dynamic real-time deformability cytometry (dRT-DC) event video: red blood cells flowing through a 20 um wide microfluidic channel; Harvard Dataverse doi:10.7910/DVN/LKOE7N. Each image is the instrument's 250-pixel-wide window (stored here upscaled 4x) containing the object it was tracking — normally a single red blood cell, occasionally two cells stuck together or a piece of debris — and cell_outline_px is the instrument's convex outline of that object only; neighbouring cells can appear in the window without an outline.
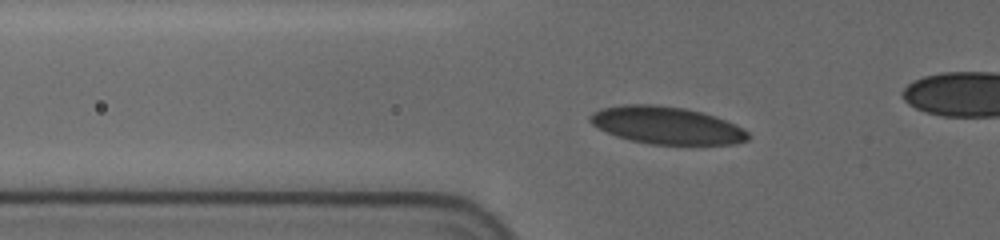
{"species": "human", "species_latin": "Homo sapiens", "temperature_condition": "cold", "stored_images_in_passage": 59, "camera_frame_rate_fps": 3000, "um_per_image_px": 0.085, "donor": {"sex": "female"}, "frame": {"image": 1, "passage_image": 2, "time_ms": 0.333, "image_size_px": [1000, 240], "cell_outline_px": [[748, 140], [732, 144], [648, 144], [616, 136], [596, 128], [588, 120], [588, 116], [592, 112], [600, 108], [624, 104], [652, 104], [684, 108], [716, 116], [736, 124], [748, 132]], "centroid_in_image_um": [56.61, 10.64], "position_along_channel_um": 69.2, "area_um2": 34.51}}
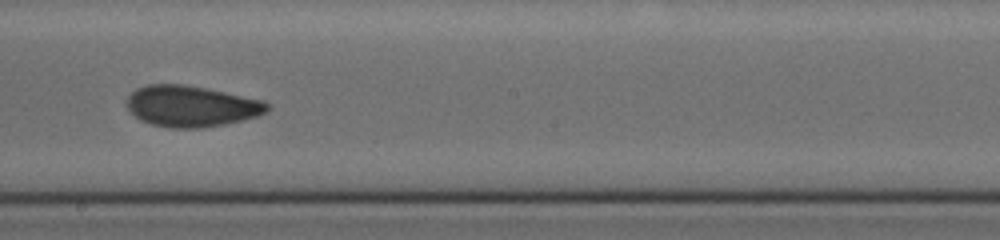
{"frame": {"image": 2, "passage_image": 25, "time_ms": 5.0, "image_size_px": [1000, 240], "cell_outline_px": [[268, 112], [256, 116], [224, 124], [204, 128], [172, 128], [152, 124], [140, 120], [128, 108], [124, 100], [136, 88], [148, 84], [184, 84], [264, 100], [268, 104]], "centroid_in_image_um": [16.23, 9.02], "position_along_channel_um": 232.0, "area_um2": 33.52}}
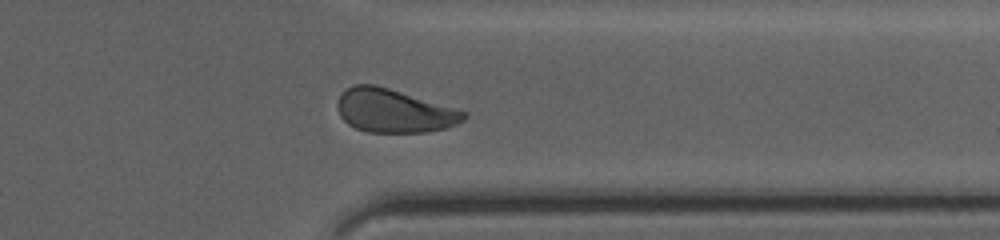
{"frame": {"image": 3, "passage_image": 41, "time_ms": 9.0, "image_size_px": [1000, 240], "cell_outline_px": [[468, 116], [464, 120], [456, 124], [444, 128], [428, 132], [368, 132], [356, 128], [348, 124], [340, 116], [336, 104], [340, 96], [348, 88], [356, 84], [376, 84], [468, 112]], "centroid_in_image_um": [33.49, 9.42], "position_along_channel_um": 377.9, "area_um2": 31.85}, "authors_computed_cell_mechanics": {"area_um2": 33.524, "velocity_mm_per_s": 3.6526, "shape_relaxation_time_tau1_ms": 6.3668, "shape_relaxation_time_tau2_ms": 1.2863, "deformation_change_tau1": 0.1383, "deformation_change_tau2": 0.045}}